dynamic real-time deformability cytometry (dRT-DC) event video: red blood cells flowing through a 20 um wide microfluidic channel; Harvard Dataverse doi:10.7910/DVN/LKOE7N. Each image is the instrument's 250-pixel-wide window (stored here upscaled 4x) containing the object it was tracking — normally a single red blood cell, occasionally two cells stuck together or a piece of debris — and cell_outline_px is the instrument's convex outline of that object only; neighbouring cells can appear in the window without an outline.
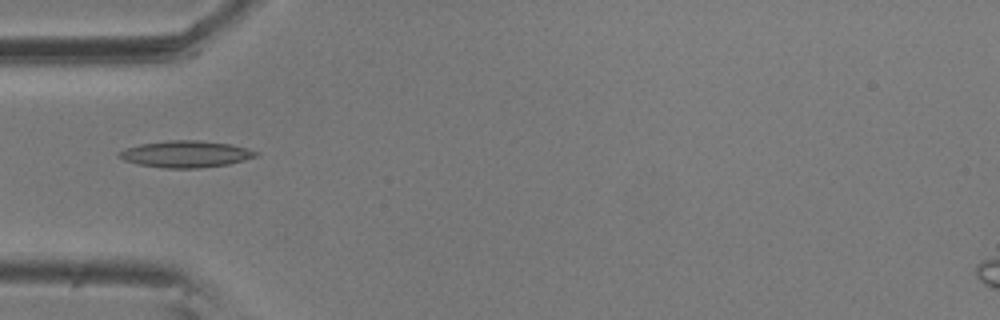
{"species": "common noctule bat (a hibernating species)", "species_latin": "Nyctalus noctula", "temperature_condition": "room temperature", "stored_images_in_passage": 10, "camera_frame_rate_fps": 3000, "um_per_image_px": 0.085, "animal": {"sex": "male", "body_mass_g": 20.5, "forearm_length_mm": 52.5}, "frame": {"image": 1, "passage_image": 4, "time_ms": 1.0, "image_size_px": [1000, 320], "cell_outline_px": [[260, 152], [256, 156], [244, 160], [228, 164], [200, 168], [164, 168], [140, 164], [124, 160], [120, 156], [120, 152], [124, 148], [140, 144], [168, 140], [200, 140], [232, 144], [248, 148]], "centroid_in_image_um": [15.84, 13.08], "position_along_channel_um": 69.2, "area_um2": 21.21}}
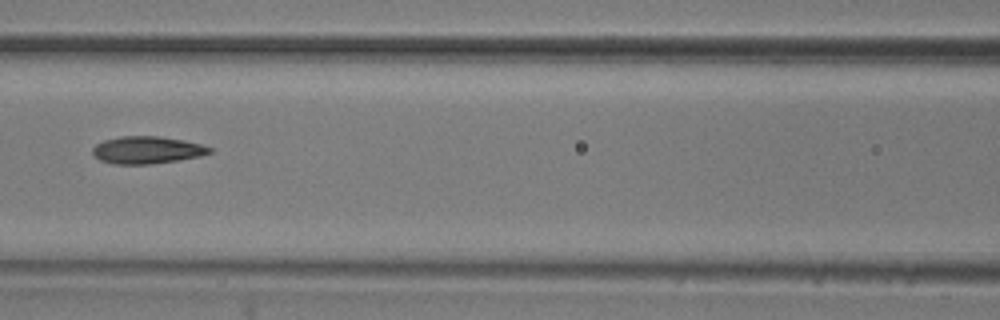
{"frame": {"image": 2, "passage_image": 6, "time_ms": 1.667, "image_size_px": [1000, 320], "cell_outline_px": [[212, 152], [200, 156], [152, 164], [112, 164], [100, 160], [92, 152], [92, 148], [96, 144], [104, 140], [120, 136], [160, 136], [184, 140], [200, 144], [212, 148]], "centroid_in_image_um": [12.48, 12.74], "position_along_channel_um": 154.1, "area_um2": 18.61}}
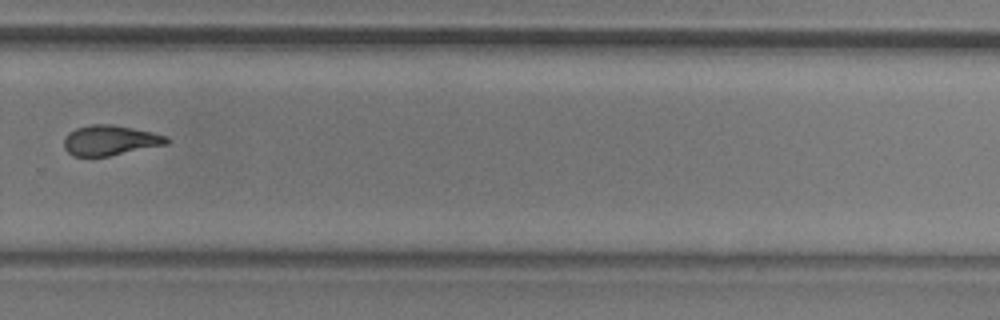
{"frame": {"image": 3, "passage_image": 10, "time_ms": 3.0, "image_size_px": [1000, 320], "cell_outline_px": [[172, 140], [168, 144], [108, 156], [72, 156], [64, 148], [64, 140], [68, 132], [76, 128], [92, 124], [112, 124], [152, 132], [168, 136]], "centroid_in_image_um": [9.38, 11.92], "position_along_channel_um": 320.4, "area_um2": 18.09}}